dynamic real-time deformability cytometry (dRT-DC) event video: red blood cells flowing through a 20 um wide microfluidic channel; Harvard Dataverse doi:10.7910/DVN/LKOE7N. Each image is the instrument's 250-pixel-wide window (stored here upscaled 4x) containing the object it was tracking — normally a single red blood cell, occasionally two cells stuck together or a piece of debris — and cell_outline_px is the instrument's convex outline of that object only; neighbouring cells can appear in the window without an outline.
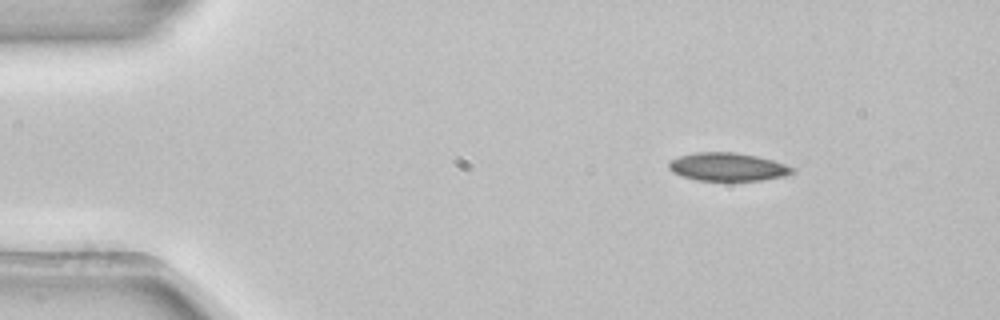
{"species": "common noctule bat (a hibernating species)", "species_latin": "Nyctalus noctula", "temperature_condition": "room temperature", "stored_images_in_passage": 3, "camera_frame_rate_fps": 3000, "um_per_image_px": 0.085, "animal": {"sex": "female", "body_mass_g": 22.7, "forearm_length_mm": 54.2}, "frame": {"image": 1, "passage_image": 1, "time_ms": 0.0, "image_size_px": [1000, 320], "cell_outline_px": [[796, 172], [784, 176], [764, 180], [696, 180], [680, 176], [672, 172], [668, 168], [668, 160], [680, 156], [696, 152], [736, 152], [756, 156], [772, 160], [796, 168]], "centroid_in_image_um": [61.83, 14.18], "position_along_channel_um": 23.2, "area_um2": 20.4}}
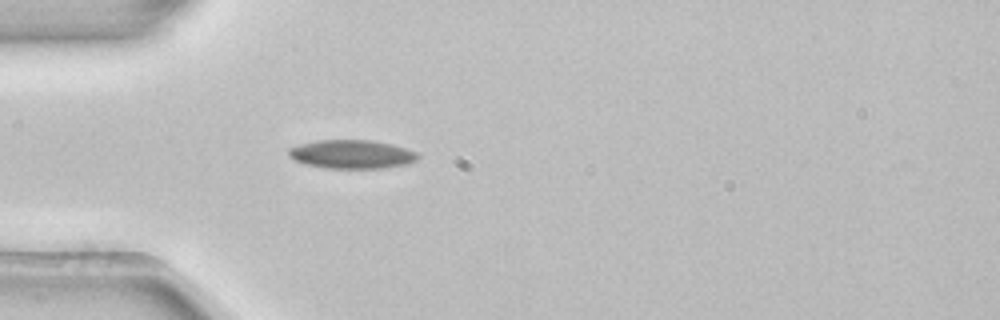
{"frame": {"image": 2, "passage_image": 3, "time_ms": 0.667, "image_size_px": [1000, 320], "cell_outline_px": [[420, 156], [416, 160], [404, 164], [384, 168], [324, 168], [304, 164], [292, 160], [288, 156], [288, 148], [300, 144], [316, 140], [368, 140], [392, 144], [416, 152]], "centroid_in_image_um": [29.83, 13.11], "position_along_channel_um": 55.2, "area_um2": 21.62}}